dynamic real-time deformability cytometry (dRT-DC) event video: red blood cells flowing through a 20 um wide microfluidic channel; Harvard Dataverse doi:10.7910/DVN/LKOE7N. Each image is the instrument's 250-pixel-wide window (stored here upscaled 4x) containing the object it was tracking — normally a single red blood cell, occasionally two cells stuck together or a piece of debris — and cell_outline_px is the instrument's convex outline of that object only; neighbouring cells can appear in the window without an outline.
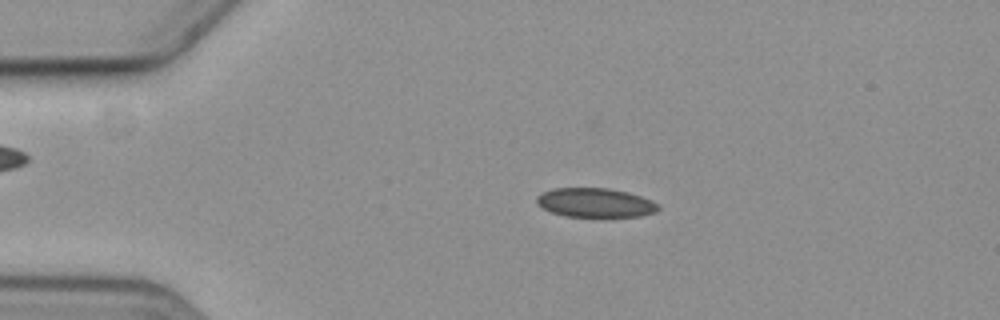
{"species": "common noctule bat (a hibernating species)", "species_latin": "Nyctalus noctula", "temperature_condition": "cold", "stored_images_in_passage": 5, "camera_frame_rate_fps": 3000, "um_per_image_px": 0.085, "animal": {"sex": "female", "body_mass_g": 19.3, "forearm_length_mm": 54.1}, "frame": {"image": 1, "passage_image": 3, "time_ms": 2.333, "image_size_px": [1000, 320], "cell_outline_px": [[660, 208], [656, 212], [640, 216], [600, 220], [564, 216], [552, 212], [536, 204], [536, 196], [552, 188], [608, 188], [628, 192], [652, 200], [660, 204]], "centroid_in_image_um": [50.64, 17.28], "position_along_channel_um": 34.4, "area_um2": 21.73}}
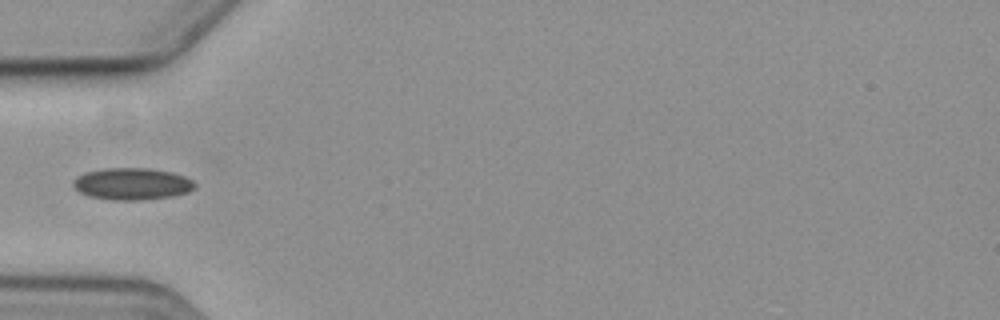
{"frame": {"image": 2, "passage_image": 5, "time_ms": 4.667, "image_size_px": [1000, 320], "cell_outline_px": [[196, 188], [188, 192], [172, 196], [144, 200], [112, 200], [88, 196], [80, 192], [72, 184], [72, 180], [76, 176], [84, 172], [104, 168], [148, 168], [172, 172], [184, 176], [192, 180], [196, 184]], "centroid_in_image_um": [11.21, 15.63], "position_along_channel_um": 73.8, "area_um2": 22.83}}